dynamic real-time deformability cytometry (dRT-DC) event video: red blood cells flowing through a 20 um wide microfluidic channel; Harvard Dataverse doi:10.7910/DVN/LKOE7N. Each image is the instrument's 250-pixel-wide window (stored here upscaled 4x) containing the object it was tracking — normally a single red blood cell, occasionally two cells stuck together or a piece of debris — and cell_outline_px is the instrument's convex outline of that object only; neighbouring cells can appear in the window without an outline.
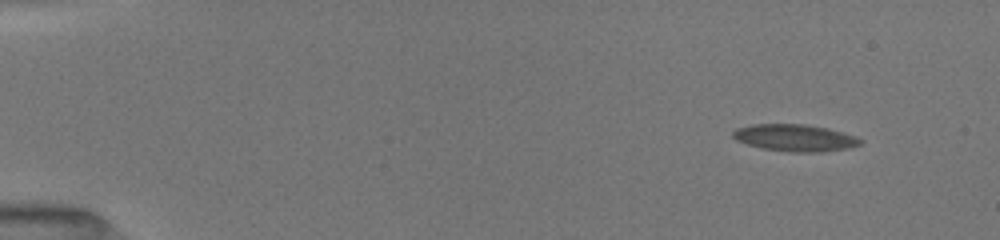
{"species": "common noctule bat (a hibernating species)", "species_latin": "Nyctalus noctula", "temperature_condition": "room temperature", "stored_images_in_passage": 35, "camera_frame_rate_fps": 3000, "um_per_image_px": 0.085, "animal": {"sex": "female", "body_mass_g": 19.5, "forearm_length_mm": 54.1}, "frame": {"image": 1, "passage_image": 1, "time_ms": 0.0, "image_size_px": [1000, 240], "cell_outline_px": [[864, 140], [860, 144], [844, 148], [812, 152], [792, 152], [764, 148], [748, 144], [736, 140], [732, 136], [732, 132], [736, 128], [752, 124], [804, 124], [828, 128], [856, 136]], "centroid_in_image_um": [67.54, 11.69], "position_along_channel_um": 17.5, "area_um2": 19.71}}
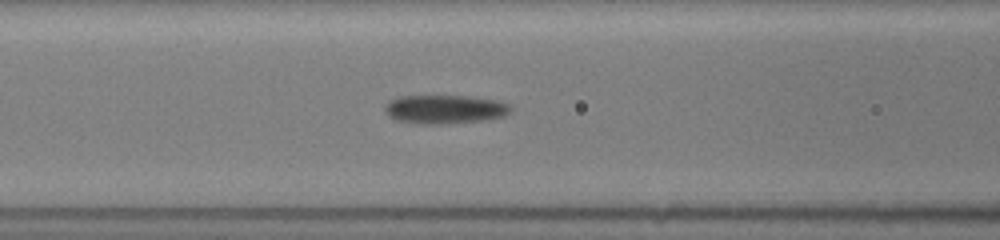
{"frame": {"image": 2, "passage_image": 15, "time_ms": 6.0, "image_size_px": [1000, 240], "cell_outline_px": [[512, 108], [504, 116], [484, 120], [440, 124], [416, 124], [396, 120], [384, 108], [392, 100], [400, 96], [468, 96], [492, 100], [508, 104]], "centroid_in_image_um": [37.81, 9.29], "position_along_channel_um": 128.8, "area_um2": 20.63}}
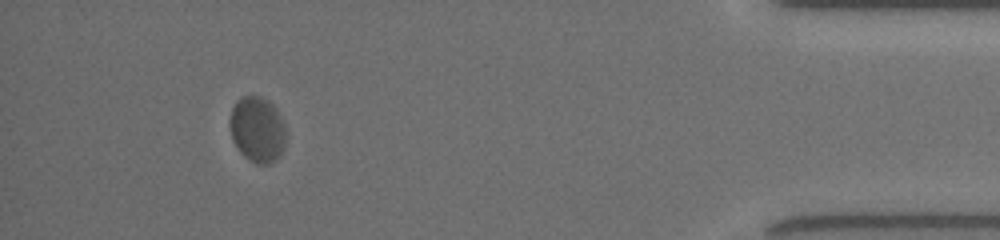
{"frame": {"image": 3, "passage_image": 31, "time_ms": 14.667, "image_size_px": [1000, 240], "cell_outline_px": [[284, 148], [276, 160], [268, 164], [256, 164], [248, 160], [240, 152], [232, 140], [228, 124], [232, 108], [236, 100], [244, 96], [260, 96], [268, 100], [276, 108], [280, 116], [284, 128]], "centroid_in_image_um": [21.84, 11.01], "position_along_channel_um": 413.4, "area_um2": 21.56}, "authors_computed_cell_mechanics": {"area_um2": 20.1722, "velocity_mm_per_s": 3.908, "shape_relaxation_time_tau1_ms": 2.8689, "shape_relaxation_time_tau2_ms": null, "deformation_change_tau1": 0.1002, "deformation_change_tau2": null}}